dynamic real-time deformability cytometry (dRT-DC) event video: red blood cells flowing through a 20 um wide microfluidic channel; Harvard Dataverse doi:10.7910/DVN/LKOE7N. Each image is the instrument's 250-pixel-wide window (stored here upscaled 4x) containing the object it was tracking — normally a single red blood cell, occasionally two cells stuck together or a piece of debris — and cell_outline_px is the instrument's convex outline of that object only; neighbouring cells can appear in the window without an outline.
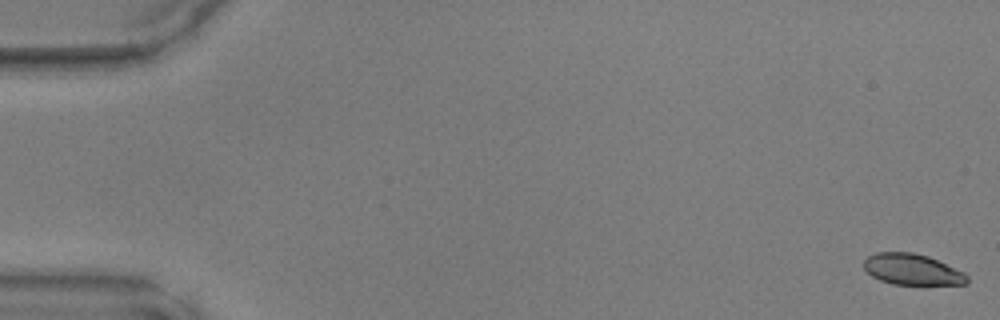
{"species": "common noctule bat (a hibernating species)", "species_latin": "Nyctalus noctula", "temperature_condition": "warm", "stored_images_in_passage": 49, "camera_frame_rate_fps": 3000, "um_per_image_px": 0.085, "animal": {"sex": "male", "body_mass_g": 17.9, "forearm_length_mm": 54.2}, "frame": {"image": 1, "passage_image": 1, "time_ms": 0.0, "image_size_px": [1000, 320], "cell_outline_px": [[968, 284], [892, 284], [880, 280], [872, 276], [864, 268], [864, 260], [868, 256], [876, 252], [912, 252], [928, 256], [964, 272], [968, 276]], "centroid_in_image_um": [77.53, 22.9], "position_along_channel_um": 7.5, "area_um2": 18.55}}
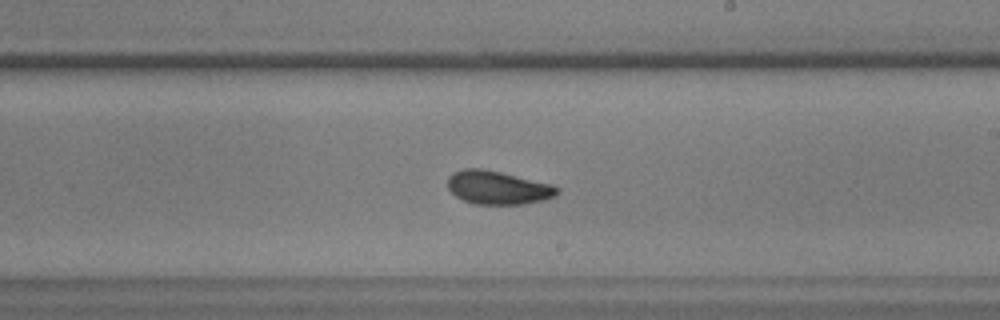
{"frame": {"image": 2, "passage_image": 29, "time_ms": 9.333, "image_size_px": [1000, 320], "cell_outline_px": [[560, 192], [556, 196], [544, 200], [524, 204], [472, 204], [456, 196], [448, 188], [448, 176], [452, 172], [464, 168], [480, 168], [500, 172], [552, 184], [560, 188]], "centroid_in_image_um": [42.33, 15.95], "position_along_channel_um": 246.7, "area_um2": 21.44}}
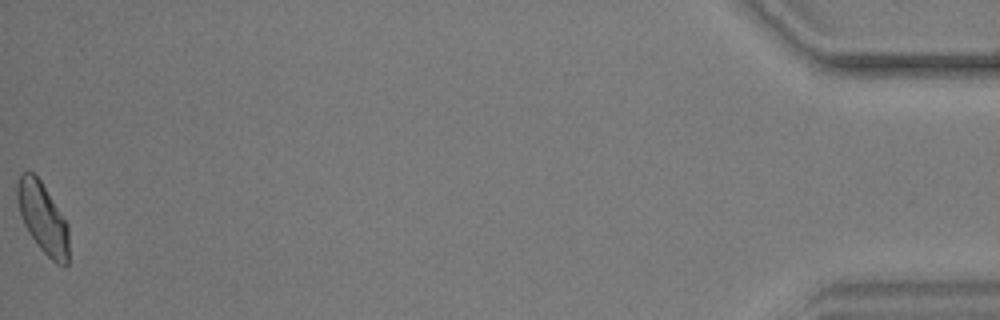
{"frame": {"image": 3, "passage_image": 49, "time_ms": 16.0, "image_size_px": [1000, 320], "cell_outline_px": [[68, 264], [64, 268], [56, 264], [40, 248], [28, 232], [24, 224], [20, 212], [16, 196], [16, 184], [20, 172], [32, 172], [40, 180], [68, 224]], "centroid_in_image_um": [3.63, 18.54], "position_along_channel_um": 431.6, "area_um2": 21.15}}